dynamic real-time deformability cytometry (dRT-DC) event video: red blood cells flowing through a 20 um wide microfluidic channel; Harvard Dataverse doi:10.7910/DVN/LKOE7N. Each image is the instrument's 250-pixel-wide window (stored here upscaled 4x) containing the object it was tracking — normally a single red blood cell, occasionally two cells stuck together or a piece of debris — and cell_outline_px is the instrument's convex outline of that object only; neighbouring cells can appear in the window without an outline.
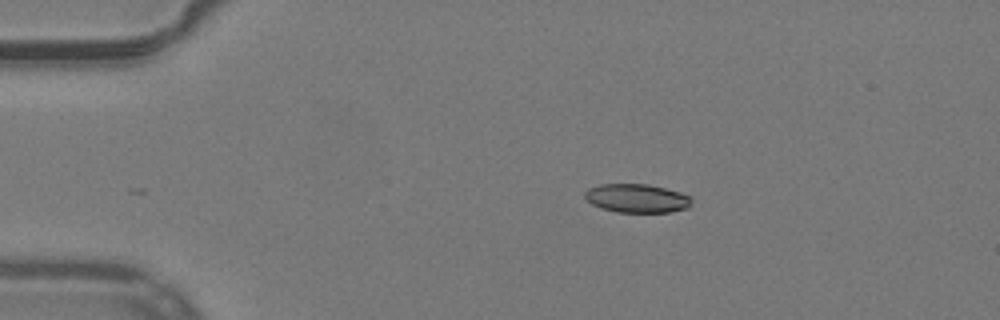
{"species": "common noctule bat (a hibernating species)", "species_latin": "Nyctalus noctula", "temperature_condition": "warm", "stored_images_in_passage": 34, "camera_frame_rate_fps": 3000, "um_per_image_px": 0.085, "animal": {"sex": "male", "body_mass_g": 19.2, "forearm_length_mm": 51.8}, "frame": {"image": 1, "passage_image": 1, "time_ms": 0.0, "image_size_px": [1000, 320], "cell_outline_px": [[692, 200], [688, 208], [672, 212], [616, 212], [600, 208], [592, 204], [584, 196], [584, 192], [588, 188], [600, 184], [648, 184], [680, 192], [692, 196]], "centroid_in_image_um": [54.14, 16.85], "position_along_channel_um": 30.9, "area_um2": 17.98}}
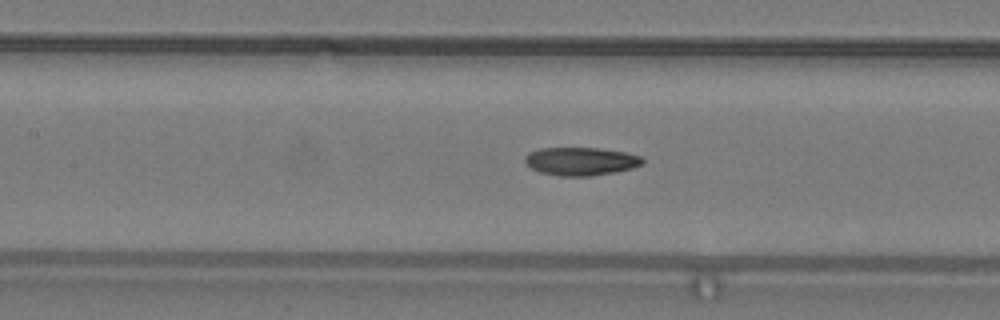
{"frame": {"image": 2, "passage_image": 15, "time_ms": 4.667, "image_size_px": [1000, 320], "cell_outline_px": [[644, 164], [632, 168], [616, 172], [592, 176], [560, 176], [540, 172], [532, 168], [524, 160], [524, 156], [528, 152], [540, 148], [600, 148], [624, 152], [640, 156], [644, 160]], "centroid_in_image_um": [49.38, 13.71], "position_along_channel_um": 158.0, "area_um2": 19.36}}
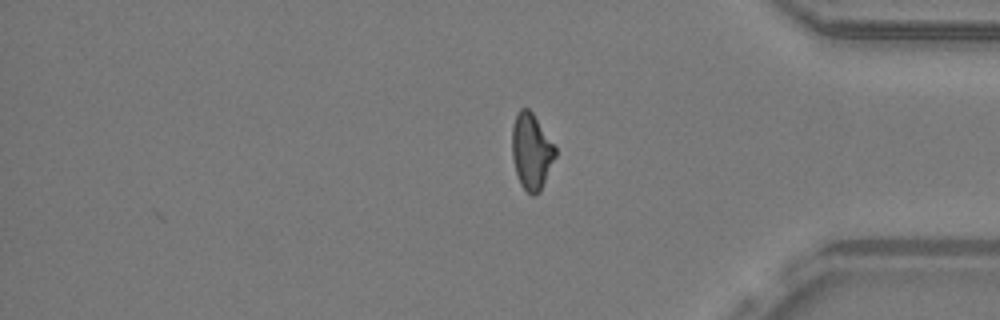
{"frame": {"image": 3, "passage_image": 34, "time_ms": 11.0, "image_size_px": [1000, 320], "cell_outline_px": [[556, 156], [540, 192], [532, 196], [520, 184], [512, 160], [512, 128], [516, 116], [520, 108], [528, 108], [532, 112], [556, 148]], "centroid_in_image_um": [45.16, 12.88], "position_along_channel_um": 390.0, "area_um2": 19.02}, "authors_computed_cell_mechanics": {"area_um2": 19.3919, "velocity_mm_per_s": 3.9723, "shape_relaxation_time_tau1_ms": 10.5211, "shape_relaxation_time_tau2_ms": 5.0592, "deformation_change_tau1": 0.2747, "deformation_change_tau2": 0.118}}